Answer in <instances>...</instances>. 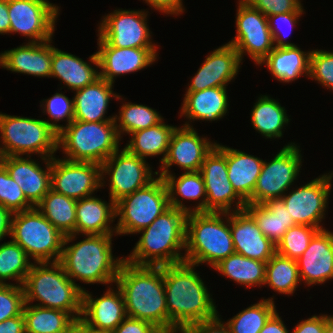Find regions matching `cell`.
<instances>
[{"instance_id": "cell-44", "label": "cell", "mask_w": 333, "mask_h": 333, "mask_svg": "<svg viewBox=\"0 0 333 333\" xmlns=\"http://www.w3.org/2000/svg\"><path fill=\"white\" fill-rule=\"evenodd\" d=\"M319 231L320 229L309 225L296 224L290 227L276 245V253L297 260Z\"/></svg>"}, {"instance_id": "cell-32", "label": "cell", "mask_w": 333, "mask_h": 333, "mask_svg": "<svg viewBox=\"0 0 333 333\" xmlns=\"http://www.w3.org/2000/svg\"><path fill=\"white\" fill-rule=\"evenodd\" d=\"M310 55L297 46L275 47L259 65L265 64L278 81L289 83L309 76Z\"/></svg>"}, {"instance_id": "cell-41", "label": "cell", "mask_w": 333, "mask_h": 333, "mask_svg": "<svg viewBox=\"0 0 333 333\" xmlns=\"http://www.w3.org/2000/svg\"><path fill=\"white\" fill-rule=\"evenodd\" d=\"M25 250L13 240L0 244V284L13 279L23 286L32 262Z\"/></svg>"}, {"instance_id": "cell-28", "label": "cell", "mask_w": 333, "mask_h": 333, "mask_svg": "<svg viewBox=\"0 0 333 333\" xmlns=\"http://www.w3.org/2000/svg\"><path fill=\"white\" fill-rule=\"evenodd\" d=\"M110 83L99 77L93 83L76 90L74 100V120L84 122L114 121L115 116L105 117L111 98L120 99L114 94Z\"/></svg>"}, {"instance_id": "cell-53", "label": "cell", "mask_w": 333, "mask_h": 333, "mask_svg": "<svg viewBox=\"0 0 333 333\" xmlns=\"http://www.w3.org/2000/svg\"><path fill=\"white\" fill-rule=\"evenodd\" d=\"M326 315L311 316L296 325L292 333H325Z\"/></svg>"}, {"instance_id": "cell-37", "label": "cell", "mask_w": 333, "mask_h": 333, "mask_svg": "<svg viewBox=\"0 0 333 333\" xmlns=\"http://www.w3.org/2000/svg\"><path fill=\"white\" fill-rule=\"evenodd\" d=\"M266 263L234 253L216 264L213 269L247 288L264 285Z\"/></svg>"}, {"instance_id": "cell-34", "label": "cell", "mask_w": 333, "mask_h": 333, "mask_svg": "<svg viewBox=\"0 0 333 333\" xmlns=\"http://www.w3.org/2000/svg\"><path fill=\"white\" fill-rule=\"evenodd\" d=\"M51 77L60 79L70 90H78L99 78V72L81 58L52 46Z\"/></svg>"}, {"instance_id": "cell-12", "label": "cell", "mask_w": 333, "mask_h": 333, "mask_svg": "<svg viewBox=\"0 0 333 333\" xmlns=\"http://www.w3.org/2000/svg\"><path fill=\"white\" fill-rule=\"evenodd\" d=\"M9 33H19L29 42L52 40L59 7L48 0H8Z\"/></svg>"}, {"instance_id": "cell-55", "label": "cell", "mask_w": 333, "mask_h": 333, "mask_svg": "<svg viewBox=\"0 0 333 333\" xmlns=\"http://www.w3.org/2000/svg\"><path fill=\"white\" fill-rule=\"evenodd\" d=\"M0 333H26L23 314L0 322Z\"/></svg>"}, {"instance_id": "cell-47", "label": "cell", "mask_w": 333, "mask_h": 333, "mask_svg": "<svg viewBox=\"0 0 333 333\" xmlns=\"http://www.w3.org/2000/svg\"><path fill=\"white\" fill-rule=\"evenodd\" d=\"M44 101V102H43ZM40 105L43 108V113L48 114L54 122L51 126L55 131L59 132L64 125H59L56 122L66 118L67 124L69 125L74 120V100L69 99L62 93H55L51 98L42 100Z\"/></svg>"}, {"instance_id": "cell-31", "label": "cell", "mask_w": 333, "mask_h": 333, "mask_svg": "<svg viewBox=\"0 0 333 333\" xmlns=\"http://www.w3.org/2000/svg\"><path fill=\"white\" fill-rule=\"evenodd\" d=\"M244 209L253 217L262 233L276 245L286 231L296 225L282 197L269 199L263 204L246 203Z\"/></svg>"}, {"instance_id": "cell-26", "label": "cell", "mask_w": 333, "mask_h": 333, "mask_svg": "<svg viewBox=\"0 0 333 333\" xmlns=\"http://www.w3.org/2000/svg\"><path fill=\"white\" fill-rule=\"evenodd\" d=\"M52 40L28 42L0 53V66L16 73L37 77H51Z\"/></svg>"}, {"instance_id": "cell-4", "label": "cell", "mask_w": 333, "mask_h": 333, "mask_svg": "<svg viewBox=\"0 0 333 333\" xmlns=\"http://www.w3.org/2000/svg\"><path fill=\"white\" fill-rule=\"evenodd\" d=\"M114 234H87L84 240L65 247L59 259L67 276L86 284H112L116 282L120 267L125 258H115L112 254ZM73 278V279H72ZM75 278V279H74Z\"/></svg>"}, {"instance_id": "cell-61", "label": "cell", "mask_w": 333, "mask_h": 333, "mask_svg": "<svg viewBox=\"0 0 333 333\" xmlns=\"http://www.w3.org/2000/svg\"><path fill=\"white\" fill-rule=\"evenodd\" d=\"M83 333H112V332L94 329L83 322Z\"/></svg>"}, {"instance_id": "cell-40", "label": "cell", "mask_w": 333, "mask_h": 333, "mask_svg": "<svg viewBox=\"0 0 333 333\" xmlns=\"http://www.w3.org/2000/svg\"><path fill=\"white\" fill-rule=\"evenodd\" d=\"M301 283L296 260L275 253L266 263L265 285L279 294L291 295Z\"/></svg>"}, {"instance_id": "cell-21", "label": "cell", "mask_w": 333, "mask_h": 333, "mask_svg": "<svg viewBox=\"0 0 333 333\" xmlns=\"http://www.w3.org/2000/svg\"><path fill=\"white\" fill-rule=\"evenodd\" d=\"M30 157L3 156L1 164L35 207L51 189V158H42L46 163L44 170Z\"/></svg>"}, {"instance_id": "cell-13", "label": "cell", "mask_w": 333, "mask_h": 333, "mask_svg": "<svg viewBox=\"0 0 333 333\" xmlns=\"http://www.w3.org/2000/svg\"><path fill=\"white\" fill-rule=\"evenodd\" d=\"M102 186L104 175H109V196L114 202L132 194L155 178L146 159L130 153L126 148L119 149L101 164Z\"/></svg>"}, {"instance_id": "cell-8", "label": "cell", "mask_w": 333, "mask_h": 333, "mask_svg": "<svg viewBox=\"0 0 333 333\" xmlns=\"http://www.w3.org/2000/svg\"><path fill=\"white\" fill-rule=\"evenodd\" d=\"M0 151L2 156L39 154L52 158L58 150V132L50 120L0 113Z\"/></svg>"}, {"instance_id": "cell-52", "label": "cell", "mask_w": 333, "mask_h": 333, "mask_svg": "<svg viewBox=\"0 0 333 333\" xmlns=\"http://www.w3.org/2000/svg\"><path fill=\"white\" fill-rule=\"evenodd\" d=\"M186 330L189 333H230L226 323L219 318V314L215 318L195 322Z\"/></svg>"}, {"instance_id": "cell-56", "label": "cell", "mask_w": 333, "mask_h": 333, "mask_svg": "<svg viewBox=\"0 0 333 333\" xmlns=\"http://www.w3.org/2000/svg\"><path fill=\"white\" fill-rule=\"evenodd\" d=\"M259 333H289V331L276 311Z\"/></svg>"}, {"instance_id": "cell-42", "label": "cell", "mask_w": 333, "mask_h": 333, "mask_svg": "<svg viewBox=\"0 0 333 333\" xmlns=\"http://www.w3.org/2000/svg\"><path fill=\"white\" fill-rule=\"evenodd\" d=\"M276 312L273 298L261 299L251 304L226 322L230 333H259L269 318Z\"/></svg>"}, {"instance_id": "cell-2", "label": "cell", "mask_w": 333, "mask_h": 333, "mask_svg": "<svg viewBox=\"0 0 333 333\" xmlns=\"http://www.w3.org/2000/svg\"><path fill=\"white\" fill-rule=\"evenodd\" d=\"M115 284L123 294L127 316L168 331L163 266H137L124 261Z\"/></svg>"}, {"instance_id": "cell-20", "label": "cell", "mask_w": 333, "mask_h": 333, "mask_svg": "<svg viewBox=\"0 0 333 333\" xmlns=\"http://www.w3.org/2000/svg\"><path fill=\"white\" fill-rule=\"evenodd\" d=\"M216 143L201 138L196 130L185 123L182 128L176 127L172 133L167 155L161 163L160 170L154 175L170 174V166L177 165L185 172H197L201 170L206 155L214 148Z\"/></svg>"}, {"instance_id": "cell-14", "label": "cell", "mask_w": 333, "mask_h": 333, "mask_svg": "<svg viewBox=\"0 0 333 333\" xmlns=\"http://www.w3.org/2000/svg\"><path fill=\"white\" fill-rule=\"evenodd\" d=\"M236 16V35L229 41L242 61L247 52L254 62L259 63L275 48L268 19L256 8L239 0Z\"/></svg>"}, {"instance_id": "cell-45", "label": "cell", "mask_w": 333, "mask_h": 333, "mask_svg": "<svg viewBox=\"0 0 333 333\" xmlns=\"http://www.w3.org/2000/svg\"><path fill=\"white\" fill-rule=\"evenodd\" d=\"M0 205L13 213L34 208L2 164L0 165Z\"/></svg>"}, {"instance_id": "cell-62", "label": "cell", "mask_w": 333, "mask_h": 333, "mask_svg": "<svg viewBox=\"0 0 333 333\" xmlns=\"http://www.w3.org/2000/svg\"><path fill=\"white\" fill-rule=\"evenodd\" d=\"M163 333H189V332L186 329H181V330L167 331Z\"/></svg>"}, {"instance_id": "cell-60", "label": "cell", "mask_w": 333, "mask_h": 333, "mask_svg": "<svg viewBox=\"0 0 333 333\" xmlns=\"http://www.w3.org/2000/svg\"><path fill=\"white\" fill-rule=\"evenodd\" d=\"M325 333H333V315H326Z\"/></svg>"}, {"instance_id": "cell-15", "label": "cell", "mask_w": 333, "mask_h": 333, "mask_svg": "<svg viewBox=\"0 0 333 333\" xmlns=\"http://www.w3.org/2000/svg\"><path fill=\"white\" fill-rule=\"evenodd\" d=\"M147 11L116 9L105 15L98 36L109 46L117 48H156L147 25Z\"/></svg>"}, {"instance_id": "cell-18", "label": "cell", "mask_w": 333, "mask_h": 333, "mask_svg": "<svg viewBox=\"0 0 333 333\" xmlns=\"http://www.w3.org/2000/svg\"><path fill=\"white\" fill-rule=\"evenodd\" d=\"M102 187L101 165L94 162L51 158V189L79 200Z\"/></svg>"}, {"instance_id": "cell-43", "label": "cell", "mask_w": 333, "mask_h": 333, "mask_svg": "<svg viewBox=\"0 0 333 333\" xmlns=\"http://www.w3.org/2000/svg\"><path fill=\"white\" fill-rule=\"evenodd\" d=\"M162 120L163 117L155 109L131 102L123 103L119 110V115H115L114 118L120 138L122 133L131 134L138 130L152 127Z\"/></svg>"}, {"instance_id": "cell-30", "label": "cell", "mask_w": 333, "mask_h": 333, "mask_svg": "<svg viewBox=\"0 0 333 333\" xmlns=\"http://www.w3.org/2000/svg\"><path fill=\"white\" fill-rule=\"evenodd\" d=\"M228 179L233 189L247 203L251 198L264 160L225 146Z\"/></svg>"}, {"instance_id": "cell-10", "label": "cell", "mask_w": 333, "mask_h": 333, "mask_svg": "<svg viewBox=\"0 0 333 333\" xmlns=\"http://www.w3.org/2000/svg\"><path fill=\"white\" fill-rule=\"evenodd\" d=\"M170 207L168 190L159 176L115 202L117 235L137 234Z\"/></svg>"}, {"instance_id": "cell-38", "label": "cell", "mask_w": 333, "mask_h": 333, "mask_svg": "<svg viewBox=\"0 0 333 333\" xmlns=\"http://www.w3.org/2000/svg\"><path fill=\"white\" fill-rule=\"evenodd\" d=\"M23 317L26 333H64L77 320L68 312L24 304Z\"/></svg>"}, {"instance_id": "cell-57", "label": "cell", "mask_w": 333, "mask_h": 333, "mask_svg": "<svg viewBox=\"0 0 333 333\" xmlns=\"http://www.w3.org/2000/svg\"><path fill=\"white\" fill-rule=\"evenodd\" d=\"M13 212L0 205V241L7 235H11Z\"/></svg>"}, {"instance_id": "cell-22", "label": "cell", "mask_w": 333, "mask_h": 333, "mask_svg": "<svg viewBox=\"0 0 333 333\" xmlns=\"http://www.w3.org/2000/svg\"><path fill=\"white\" fill-rule=\"evenodd\" d=\"M230 230L235 253L262 262L276 253V244L262 233L245 209L230 212Z\"/></svg>"}, {"instance_id": "cell-25", "label": "cell", "mask_w": 333, "mask_h": 333, "mask_svg": "<svg viewBox=\"0 0 333 333\" xmlns=\"http://www.w3.org/2000/svg\"><path fill=\"white\" fill-rule=\"evenodd\" d=\"M81 315L80 319L86 325L112 332L127 317L121 290L118 287L117 290L110 287L99 298H92V295L84 290Z\"/></svg>"}, {"instance_id": "cell-6", "label": "cell", "mask_w": 333, "mask_h": 333, "mask_svg": "<svg viewBox=\"0 0 333 333\" xmlns=\"http://www.w3.org/2000/svg\"><path fill=\"white\" fill-rule=\"evenodd\" d=\"M38 264V266H37ZM25 303L70 313L76 320L82 314V293L85 288L74 283L59 261L35 262L23 283Z\"/></svg>"}, {"instance_id": "cell-36", "label": "cell", "mask_w": 333, "mask_h": 333, "mask_svg": "<svg viewBox=\"0 0 333 333\" xmlns=\"http://www.w3.org/2000/svg\"><path fill=\"white\" fill-rule=\"evenodd\" d=\"M251 111V124L253 128L266 138H281L282 129L290 121L284 107L270 96L262 95Z\"/></svg>"}, {"instance_id": "cell-17", "label": "cell", "mask_w": 333, "mask_h": 333, "mask_svg": "<svg viewBox=\"0 0 333 333\" xmlns=\"http://www.w3.org/2000/svg\"><path fill=\"white\" fill-rule=\"evenodd\" d=\"M333 172L321 175L311 182L292 190L282 196L288 213L295 224L309 225L320 230L325 219L328 198L332 188ZM327 206V207H326Z\"/></svg>"}, {"instance_id": "cell-24", "label": "cell", "mask_w": 333, "mask_h": 333, "mask_svg": "<svg viewBox=\"0 0 333 333\" xmlns=\"http://www.w3.org/2000/svg\"><path fill=\"white\" fill-rule=\"evenodd\" d=\"M296 262L301 282L308 287L333 279V232L320 230Z\"/></svg>"}, {"instance_id": "cell-50", "label": "cell", "mask_w": 333, "mask_h": 333, "mask_svg": "<svg viewBox=\"0 0 333 333\" xmlns=\"http://www.w3.org/2000/svg\"><path fill=\"white\" fill-rule=\"evenodd\" d=\"M259 10L263 15L271 16L287 12H304L300 0H243Z\"/></svg>"}, {"instance_id": "cell-16", "label": "cell", "mask_w": 333, "mask_h": 333, "mask_svg": "<svg viewBox=\"0 0 333 333\" xmlns=\"http://www.w3.org/2000/svg\"><path fill=\"white\" fill-rule=\"evenodd\" d=\"M206 189V211L233 212L243 210L246 202L236 193L228 179L225 146L216 143L206 155L200 170ZM236 201V208L231 205Z\"/></svg>"}, {"instance_id": "cell-3", "label": "cell", "mask_w": 333, "mask_h": 333, "mask_svg": "<svg viewBox=\"0 0 333 333\" xmlns=\"http://www.w3.org/2000/svg\"><path fill=\"white\" fill-rule=\"evenodd\" d=\"M183 210L169 207L141 233L125 261L137 266H165L184 262L186 218ZM182 254V255H181Z\"/></svg>"}, {"instance_id": "cell-1", "label": "cell", "mask_w": 333, "mask_h": 333, "mask_svg": "<svg viewBox=\"0 0 333 333\" xmlns=\"http://www.w3.org/2000/svg\"><path fill=\"white\" fill-rule=\"evenodd\" d=\"M195 265L182 262L163 266L168 331L187 329L191 324L215 318L216 305Z\"/></svg>"}, {"instance_id": "cell-35", "label": "cell", "mask_w": 333, "mask_h": 333, "mask_svg": "<svg viewBox=\"0 0 333 333\" xmlns=\"http://www.w3.org/2000/svg\"><path fill=\"white\" fill-rule=\"evenodd\" d=\"M176 126L166 125L164 120L160 123L131 133V139L125 148L132 154L145 159L146 157L163 154L160 163L167 155L170 139Z\"/></svg>"}, {"instance_id": "cell-48", "label": "cell", "mask_w": 333, "mask_h": 333, "mask_svg": "<svg viewBox=\"0 0 333 333\" xmlns=\"http://www.w3.org/2000/svg\"><path fill=\"white\" fill-rule=\"evenodd\" d=\"M309 78L333 90V52L318 49L311 51Z\"/></svg>"}, {"instance_id": "cell-59", "label": "cell", "mask_w": 333, "mask_h": 333, "mask_svg": "<svg viewBox=\"0 0 333 333\" xmlns=\"http://www.w3.org/2000/svg\"><path fill=\"white\" fill-rule=\"evenodd\" d=\"M64 333H83V321L78 319L66 332Z\"/></svg>"}, {"instance_id": "cell-33", "label": "cell", "mask_w": 333, "mask_h": 333, "mask_svg": "<svg viewBox=\"0 0 333 333\" xmlns=\"http://www.w3.org/2000/svg\"><path fill=\"white\" fill-rule=\"evenodd\" d=\"M166 184L168 190V198L170 207L183 210L186 213L193 212H205L206 211V189L203 176L200 171L197 172H185L176 178L173 173L159 174ZM179 195L180 200L177 195ZM200 200L198 205L193 208H188L183 204L182 200ZM182 199V200H181Z\"/></svg>"}, {"instance_id": "cell-39", "label": "cell", "mask_w": 333, "mask_h": 333, "mask_svg": "<svg viewBox=\"0 0 333 333\" xmlns=\"http://www.w3.org/2000/svg\"><path fill=\"white\" fill-rule=\"evenodd\" d=\"M77 200L52 189L35 206L65 236L75 234Z\"/></svg>"}, {"instance_id": "cell-46", "label": "cell", "mask_w": 333, "mask_h": 333, "mask_svg": "<svg viewBox=\"0 0 333 333\" xmlns=\"http://www.w3.org/2000/svg\"><path fill=\"white\" fill-rule=\"evenodd\" d=\"M25 304L23 286L0 284V322L19 316Z\"/></svg>"}, {"instance_id": "cell-58", "label": "cell", "mask_w": 333, "mask_h": 333, "mask_svg": "<svg viewBox=\"0 0 333 333\" xmlns=\"http://www.w3.org/2000/svg\"><path fill=\"white\" fill-rule=\"evenodd\" d=\"M10 18L8 13V0H0V34H8Z\"/></svg>"}, {"instance_id": "cell-23", "label": "cell", "mask_w": 333, "mask_h": 333, "mask_svg": "<svg viewBox=\"0 0 333 333\" xmlns=\"http://www.w3.org/2000/svg\"><path fill=\"white\" fill-rule=\"evenodd\" d=\"M241 59L236 49L226 43L206 56L186 91L226 87L238 74Z\"/></svg>"}, {"instance_id": "cell-5", "label": "cell", "mask_w": 333, "mask_h": 333, "mask_svg": "<svg viewBox=\"0 0 333 333\" xmlns=\"http://www.w3.org/2000/svg\"><path fill=\"white\" fill-rule=\"evenodd\" d=\"M223 217L226 220H223ZM234 253L230 212L205 211L187 214L184 262L196 267L206 263L212 268Z\"/></svg>"}, {"instance_id": "cell-29", "label": "cell", "mask_w": 333, "mask_h": 333, "mask_svg": "<svg viewBox=\"0 0 333 333\" xmlns=\"http://www.w3.org/2000/svg\"><path fill=\"white\" fill-rule=\"evenodd\" d=\"M226 87H213L201 91H186L181 107V116L193 120L215 121L228 111Z\"/></svg>"}, {"instance_id": "cell-19", "label": "cell", "mask_w": 333, "mask_h": 333, "mask_svg": "<svg viewBox=\"0 0 333 333\" xmlns=\"http://www.w3.org/2000/svg\"><path fill=\"white\" fill-rule=\"evenodd\" d=\"M98 51L90 62L99 68V77L113 83L115 77L137 72L150 66L157 59L158 48H117L107 45L98 37Z\"/></svg>"}, {"instance_id": "cell-49", "label": "cell", "mask_w": 333, "mask_h": 333, "mask_svg": "<svg viewBox=\"0 0 333 333\" xmlns=\"http://www.w3.org/2000/svg\"><path fill=\"white\" fill-rule=\"evenodd\" d=\"M303 14V12H287V13H279V14H274L271 16H267L268 19V26L269 29L272 33V37H273V41H274V46L275 47H285V46H297L293 43H289V42H285L284 38L289 36L288 34L286 35V33L281 34V30H282V26L283 25H288V27L290 28V31L288 32L289 34H291L293 26L296 25L297 21H299V17H301V15ZM279 24V25H278ZM282 25V26H280ZM281 29H278L280 28ZM284 36V37H283Z\"/></svg>"}, {"instance_id": "cell-7", "label": "cell", "mask_w": 333, "mask_h": 333, "mask_svg": "<svg viewBox=\"0 0 333 333\" xmlns=\"http://www.w3.org/2000/svg\"><path fill=\"white\" fill-rule=\"evenodd\" d=\"M115 121L73 120L58 132V149L70 161L102 164L119 149L121 140Z\"/></svg>"}, {"instance_id": "cell-27", "label": "cell", "mask_w": 333, "mask_h": 333, "mask_svg": "<svg viewBox=\"0 0 333 333\" xmlns=\"http://www.w3.org/2000/svg\"><path fill=\"white\" fill-rule=\"evenodd\" d=\"M109 200V203H106L107 201H102L101 198L93 195L77 200L75 234L65 236L63 245H68L79 233L82 235L117 234L116 227L112 229L110 225L114 218L116 219L115 202Z\"/></svg>"}, {"instance_id": "cell-11", "label": "cell", "mask_w": 333, "mask_h": 333, "mask_svg": "<svg viewBox=\"0 0 333 333\" xmlns=\"http://www.w3.org/2000/svg\"><path fill=\"white\" fill-rule=\"evenodd\" d=\"M298 147L295 143L285 145L272 161H264L252 198L247 203L263 204L269 199L282 197L288 191L302 166Z\"/></svg>"}, {"instance_id": "cell-54", "label": "cell", "mask_w": 333, "mask_h": 333, "mask_svg": "<svg viewBox=\"0 0 333 333\" xmlns=\"http://www.w3.org/2000/svg\"><path fill=\"white\" fill-rule=\"evenodd\" d=\"M150 7L158 10L159 12L171 14V15H179L184 12L183 2L182 0H143Z\"/></svg>"}, {"instance_id": "cell-51", "label": "cell", "mask_w": 333, "mask_h": 333, "mask_svg": "<svg viewBox=\"0 0 333 333\" xmlns=\"http://www.w3.org/2000/svg\"><path fill=\"white\" fill-rule=\"evenodd\" d=\"M151 322L127 316L112 333H161Z\"/></svg>"}, {"instance_id": "cell-9", "label": "cell", "mask_w": 333, "mask_h": 333, "mask_svg": "<svg viewBox=\"0 0 333 333\" xmlns=\"http://www.w3.org/2000/svg\"><path fill=\"white\" fill-rule=\"evenodd\" d=\"M10 237L36 263L59 261L65 235L34 207L13 214Z\"/></svg>"}, {"instance_id": "cell-63", "label": "cell", "mask_w": 333, "mask_h": 333, "mask_svg": "<svg viewBox=\"0 0 333 333\" xmlns=\"http://www.w3.org/2000/svg\"><path fill=\"white\" fill-rule=\"evenodd\" d=\"M2 153H1V151H0V165H1V163H2Z\"/></svg>"}]
</instances>
